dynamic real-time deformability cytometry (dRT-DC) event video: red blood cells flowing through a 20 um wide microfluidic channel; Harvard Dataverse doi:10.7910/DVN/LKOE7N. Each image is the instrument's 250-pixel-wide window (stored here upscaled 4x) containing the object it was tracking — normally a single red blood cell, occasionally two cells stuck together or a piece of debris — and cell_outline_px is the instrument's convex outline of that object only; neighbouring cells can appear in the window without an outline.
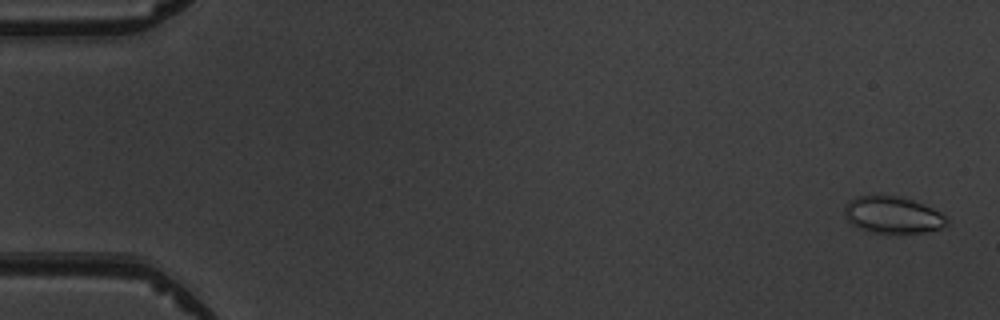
{"species": "common noctule bat (a hibernating species)", "species_latin": "Nyctalus noctula", "temperature_condition": "warm", "stored_images_in_passage": 5, "camera_frame_rate_fps": 3000, "um_per_image_px": 0.085, "animal": {"sex": "male", "body_mass_g": 19.5, "forearm_length_mm": 54.6}, "frame": {"image": 1, "passage_image": 1, "time_ms": 0.0, "image_size_px": [1000, 320], "cell_outline_px": [[948, 224], [940, 228], [924, 232], [868, 232], [852, 224], [844, 216], [844, 208], [848, 200], [856, 196], [896, 196], [912, 200], [932, 208], [940, 212], [948, 220]], "centroid_in_image_um": [75.84, 18.26], "position_along_channel_um": 9.2, "area_um2": 21.62}}
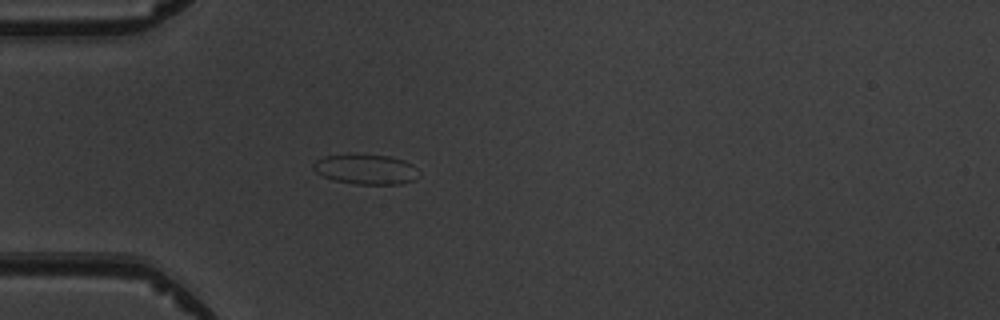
{"frame": {"image": 2, "passage_image": 5, "time_ms": 4.667, "image_size_px": [1000, 320], "cell_outline_px": [[420, 176], [416, 180], [400, 184], [356, 184], [332, 180], [316, 172], [312, 168], [312, 164], [316, 160], [324, 156], [348, 152], [392, 156], [404, 160], [412, 164], [420, 172]], "centroid_in_image_um": [31.1, 14.36], "position_along_channel_um": 53.9, "area_um2": 19.25}}